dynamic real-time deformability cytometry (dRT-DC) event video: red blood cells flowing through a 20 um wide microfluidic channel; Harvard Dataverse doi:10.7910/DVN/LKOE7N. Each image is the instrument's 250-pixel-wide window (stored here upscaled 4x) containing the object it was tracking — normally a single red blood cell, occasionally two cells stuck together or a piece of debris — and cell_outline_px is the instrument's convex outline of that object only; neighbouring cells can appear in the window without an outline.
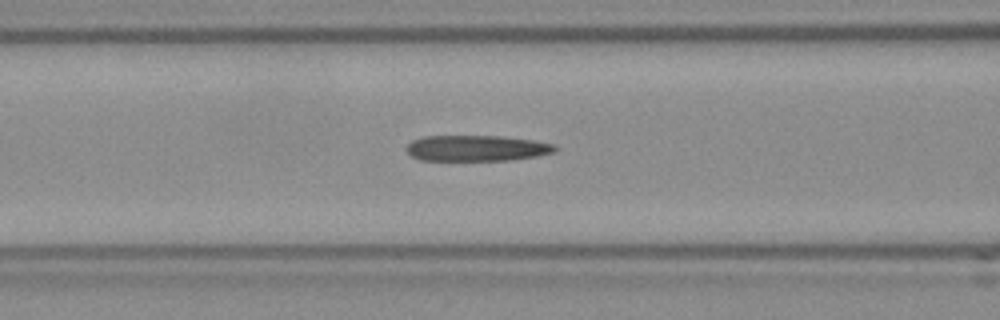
{"species": "Egyptian fruit bat (a non-hibernating species)", "species_latin": "Rousettus aegyptiacus", "temperature_condition": "room temperature", "stored_images_in_passage": 38, "camera_frame_rate_fps": 3000, "um_per_image_px": 0.085, "frame": {"image": 1, "passage_image": 12, "time_ms": 3.667, "image_size_px": [1000, 320], "cell_outline_px": [[560, 148], [556, 152], [536, 156], [512, 160], [420, 160], [412, 156], [404, 148], [412, 140], [424, 136], [500, 136], [532, 140], [552, 144]], "centroid_in_image_um": [40.51, 12.59], "position_along_channel_um": 126.1, "area_um2": 22.43}}